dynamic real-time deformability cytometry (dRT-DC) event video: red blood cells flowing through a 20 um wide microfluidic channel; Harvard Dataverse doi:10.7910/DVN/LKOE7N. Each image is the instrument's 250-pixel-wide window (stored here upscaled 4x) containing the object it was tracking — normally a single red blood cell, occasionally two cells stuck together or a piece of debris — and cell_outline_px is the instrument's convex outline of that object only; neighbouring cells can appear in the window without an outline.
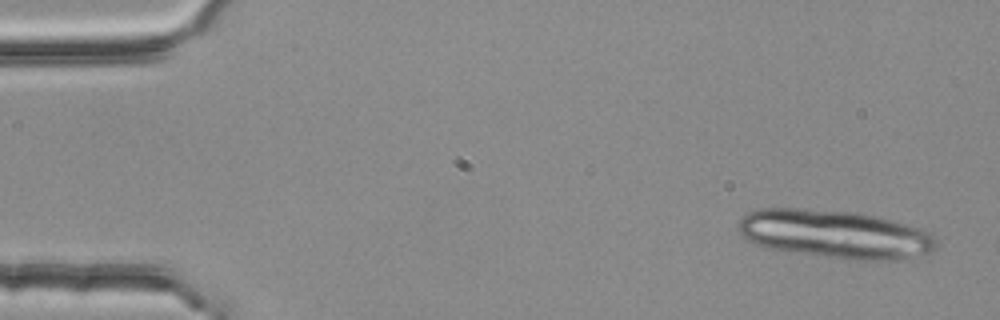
{"species": "common noctule bat (a hibernating species)", "species_latin": "Nyctalus noctula", "temperature_condition": "room temperature", "stored_images_in_passage": 2, "camera_frame_rate_fps": 3000, "um_per_image_px": 0.085, "animal": {"sex": "female", "body_mass_g": 25.1}, "frame": {"image": 1, "passage_image": 2, "time_ms": 0.333, "image_size_px": [1000, 320], "cell_outline_px": [[936, 248], [928, 252], [912, 256], [888, 260], [848, 260], [768, 248], [756, 244], [748, 240], [736, 228], [736, 224], [748, 212], [760, 208], [796, 208], [856, 212], [876, 216], [892, 220], [920, 228], [936, 236]], "centroid_in_image_um": [70.94, 19.89], "position_along_channel_um": 14.1, "area_um2": 55.6}}